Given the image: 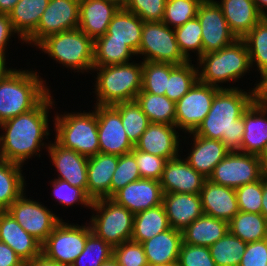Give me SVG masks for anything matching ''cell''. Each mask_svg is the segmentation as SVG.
<instances>
[{
    "label": "cell",
    "mask_w": 267,
    "mask_h": 266,
    "mask_svg": "<svg viewBox=\"0 0 267 266\" xmlns=\"http://www.w3.org/2000/svg\"><path fill=\"white\" fill-rule=\"evenodd\" d=\"M180 157L166 162L160 179L162 192L200 194L207 178Z\"/></svg>",
    "instance_id": "19"
},
{
    "label": "cell",
    "mask_w": 267,
    "mask_h": 266,
    "mask_svg": "<svg viewBox=\"0 0 267 266\" xmlns=\"http://www.w3.org/2000/svg\"><path fill=\"white\" fill-rule=\"evenodd\" d=\"M239 211L261 213L263 197V177L251 184L235 189Z\"/></svg>",
    "instance_id": "48"
},
{
    "label": "cell",
    "mask_w": 267,
    "mask_h": 266,
    "mask_svg": "<svg viewBox=\"0 0 267 266\" xmlns=\"http://www.w3.org/2000/svg\"><path fill=\"white\" fill-rule=\"evenodd\" d=\"M241 152L259 155L267 143V101L257 97L242 115Z\"/></svg>",
    "instance_id": "22"
},
{
    "label": "cell",
    "mask_w": 267,
    "mask_h": 266,
    "mask_svg": "<svg viewBox=\"0 0 267 266\" xmlns=\"http://www.w3.org/2000/svg\"><path fill=\"white\" fill-rule=\"evenodd\" d=\"M216 3L237 39H242L264 17L253 0H220Z\"/></svg>",
    "instance_id": "28"
},
{
    "label": "cell",
    "mask_w": 267,
    "mask_h": 266,
    "mask_svg": "<svg viewBox=\"0 0 267 266\" xmlns=\"http://www.w3.org/2000/svg\"><path fill=\"white\" fill-rule=\"evenodd\" d=\"M131 153L135 156L141 178L160 181L168 161L166 158L137 150L135 147Z\"/></svg>",
    "instance_id": "51"
},
{
    "label": "cell",
    "mask_w": 267,
    "mask_h": 266,
    "mask_svg": "<svg viewBox=\"0 0 267 266\" xmlns=\"http://www.w3.org/2000/svg\"><path fill=\"white\" fill-rule=\"evenodd\" d=\"M138 57L153 61L181 65L188 60L181 53L175 32L162 21L144 22Z\"/></svg>",
    "instance_id": "10"
},
{
    "label": "cell",
    "mask_w": 267,
    "mask_h": 266,
    "mask_svg": "<svg viewBox=\"0 0 267 266\" xmlns=\"http://www.w3.org/2000/svg\"><path fill=\"white\" fill-rule=\"evenodd\" d=\"M48 3L49 0H19L8 14L22 43L36 31Z\"/></svg>",
    "instance_id": "31"
},
{
    "label": "cell",
    "mask_w": 267,
    "mask_h": 266,
    "mask_svg": "<svg viewBox=\"0 0 267 266\" xmlns=\"http://www.w3.org/2000/svg\"><path fill=\"white\" fill-rule=\"evenodd\" d=\"M97 71L92 93L96 97L95 105H114L120 102L135 101L142 87V61L124 64L93 67Z\"/></svg>",
    "instance_id": "5"
},
{
    "label": "cell",
    "mask_w": 267,
    "mask_h": 266,
    "mask_svg": "<svg viewBox=\"0 0 267 266\" xmlns=\"http://www.w3.org/2000/svg\"><path fill=\"white\" fill-rule=\"evenodd\" d=\"M246 246V242L228 231L209 249L216 266H239Z\"/></svg>",
    "instance_id": "40"
},
{
    "label": "cell",
    "mask_w": 267,
    "mask_h": 266,
    "mask_svg": "<svg viewBox=\"0 0 267 266\" xmlns=\"http://www.w3.org/2000/svg\"><path fill=\"white\" fill-rule=\"evenodd\" d=\"M201 2L202 0H166L162 22L173 29L182 26L196 18Z\"/></svg>",
    "instance_id": "45"
},
{
    "label": "cell",
    "mask_w": 267,
    "mask_h": 266,
    "mask_svg": "<svg viewBox=\"0 0 267 266\" xmlns=\"http://www.w3.org/2000/svg\"><path fill=\"white\" fill-rule=\"evenodd\" d=\"M176 129L175 125L151 122L134 147L167 160L176 158L181 155L179 142L182 141Z\"/></svg>",
    "instance_id": "21"
},
{
    "label": "cell",
    "mask_w": 267,
    "mask_h": 266,
    "mask_svg": "<svg viewBox=\"0 0 267 266\" xmlns=\"http://www.w3.org/2000/svg\"><path fill=\"white\" fill-rule=\"evenodd\" d=\"M19 0H0V13L9 14Z\"/></svg>",
    "instance_id": "57"
},
{
    "label": "cell",
    "mask_w": 267,
    "mask_h": 266,
    "mask_svg": "<svg viewBox=\"0 0 267 266\" xmlns=\"http://www.w3.org/2000/svg\"><path fill=\"white\" fill-rule=\"evenodd\" d=\"M89 112H68L55 114V140L63 147L92 157L100 152L96 105Z\"/></svg>",
    "instance_id": "6"
},
{
    "label": "cell",
    "mask_w": 267,
    "mask_h": 266,
    "mask_svg": "<svg viewBox=\"0 0 267 266\" xmlns=\"http://www.w3.org/2000/svg\"><path fill=\"white\" fill-rule=\"evenodd\" d=\"M263 172L267 175V143L258 155Z\"/></svg>",
    "instance_id": "60"
},
{
    "label": "cell",
    "mask_w": 267,
    "mask_h": 266,
    "mask_svg": "<svg viewBox=\"0 0 267 266\" xmlns=\"http://www.w3.org/2000/svg\"><path fill=\"white\" fill-rule=\"evenodd\" d=\"M239 266H267V238L247 243Z\"/></svg>",
    "instance_id": "53"
},
{
    "label": "cell",
    "mask_w": 267,
    "mask_h": 266,
    "mask_svg": "<svg viewBox=\"0 0 267 266\" xmlns=\"http://www.w3.org/2000/svg\"><path fill=\"white\" fill-rule=\"evenodd\" d=\"M189 135H192L193 146L184 159L192 168L208 179L214 167L230 151L221 140L207 139L194 133H189Z\"/></svg>",
    "instance_id": "27"
},
{
    "label": "cell",
    "mask_w": 267,
    "mask_h": 266,
    "mask_svg": "<svg viewBox=\"0 0 267 266\" xmlns=\"http://www.w3.org/2000/svg\"><path fill=\"white\" fill-rule=\"evenodd\" d=\"M162 204L170 226L179 231L204 214L200 194L163 193Z\"/></svg>",
    "instance_id": "23"
},
{
    "label": "cell",
    "mask_w": 267,
    "mask_h": 266,
    "mask_svg": "<svg viewBox=\"0 0 267 266\" xmlns=\"http://www.w3.org/2000/svg\"><path fill=\"white\" fill-rule=\"evenodd\" d=\"M36 48L74 72H92L94 67V41L79 28L47 36Z\"/></svg>",
    "instance_id": "7"
},
{
    "label": "cell",
    "mask_w": 267,
    "mask_h": 266,
    "mask_svg": "<svg viewBox=\"0 0 267 266\" xmlns=\"http://www.w3.org/2000/svg\"><path fill=\"white\" fill-rule=\"evenodd\" d=\"M121 5L113 0H80L79 29L95 41L105 35Z\"/></svg>",
    "instance_id": "20"
},
{
    "label": "cell",
    "mask_w": 267,
    "mask_h": 266,
    "mask_svg": "<svg viewBox=\"0 0 267 266\" xmlns=\"http://www.w3.org/2000/svg\"><path fill=\"white\" fill-rule=\"evenodd\" d=\"M112 106L120 113L125 133L130 142L135 145L150 125L149 118L136 101L120 102Z\"/></svg>",
    "instance_id": "39"
},
{
    "label": "cell",
    "mask_w": 267,
    "mask_h": 266,
    "mask_svg": "<svg viewBox=\"0 0 267 266\" xmlns=\"http://www.w3.org/2000/svg\"><path fill=\"white\" fill-rule=\"evenodd\" d=\"M264 175L258 155L229 152L214 167L208 180L236 189L242 185L254 183Z\"/></svg>",
    "instance_id": "11"
},
{
    "label": "cell",
    "mask_w": 267,
    "mask_h": 266,
    "mask_svg": "<svg viewBox=\"0 0 267 266\" xmlns=\"http://www.w3.org/2000/svg\"><path fill=\"white\" fill-rule=\"evenodd\" d=\"M0 241L10 246L25 263L41 255V244L8 211H0Z\"/></svg>",
    "instance_id": "25"
},
{
    "label": "cell",
    "mask_w": 267,
    "mask_h": 266,
    "mask_svg": "<svg viewBox=\"0 0 267 266\" xmlns=\"http://www.w3.org/2000/svg\"><path fill=\"white\" fill-rule=\"evenodd\" d=\"M22 165L0 159V211H7L10 205L26 192Z\"/></svg>",
    "instance_id": "33"
},
{
    "label": "cell",
    "mask_w": 267,
    "mask_h": 266,
    "mask_svg": "<svg viewBox=\"0 0 267 266\" xmlns=\"http://www.w3.org/2000/svg\"><path fill=\"white\" fill-rule=\"evenodd\" d=\"M160 181L141 178L117 191L111 199L134 215L162 204Z\"/></svg>",
    "instance_id": "18"
},
{
    "label": "cell",
    "mask_w": 267,
    "mask_h": 266,
    "mask_svg": "<svg viewBox=\"0 0 267 266\" xmlns=\"http://www.w3.org/2000/svg\"><path fill=\"white\" fill-rule=\"evenodd\" d=\"M91 232L87 222L80 226L77 223L69 224L62 219L41 245V254L49 260L71 266L84 250Z\"/></svg>",
    "instance_id": "9"
},
{
    "label": "cell",
    "mask_w": 267,
    "mask_h": 266,
    "mask_svg": "<svg viewBox=\"0 0 267 266\" xmlns=\"http://www.w3.org/2000/svg\"><path fill=\"white\" fill-rule=\"evenodd\" d=\"M142 87L140 92L164 95L170 71L176 66L170 63L142 61Z\"/></svg>",
    "instance_id": "42"
},
{
    "label": "cell",
    "mask_w": 267,
    "mask_h": 266,
    "mask_svg": "<svg viewBox=\"0 0 267 266\" xmlns=\"http://www.w3.org/2000/svg\"><path fill=\"white\" fill-rule=\"evenodd\" d=\"M261 214L267 218V175L263 176V197H262V208Z\"/></svg>",
    "instance_id": "58"
},
{
    "label": "cell",
    "mask_w": 267,
    "mask_h": 266,
    "mask_svg": "<svg viewBox=\"0 0 267 266\" xmlns=\"http://www.w3.org/2000/svg\"><path fill=\"white\" fill-rule=\"evenodd\" d=\"M154 266H178L177 264H167V265H154Z\"/></svg>",
    "instance_id": "65"
},
{
    "label": "cell",
    "mask_w": 267,
    "mask_h": 266,
    "mask_svg": "<svg viewBox=\"0 0 267 266\" xmlns=\"http://www.w3.org/2000/svg\"><path fill=\"white\" fill-rule=\"evenodd\" d=\"M25 194L24 192L16 199L7 211L42 245L62 218L41 204L42 202L30 199Z\"/></svg>",
    "instance_id": "12"
},
{
    "label": "cell",
    "mask_w": 267,
    "mask_h": 266,
    "mask_svg": "<svg viewBox=\"0 0 267 266\" xmlns=\"http://www.w3.org/2000/svg\"><path fill=\"white\" fill-rule=\"evenodd\" d=\"M166 0H126L123 7L144 22L162 21Z\"/></svg>",
    "instance_id": "49"
},
{
    "label": "cell",
    "mask_w": 267,
    "mask_h": 266,
    "mask_svg": "<svg viewBox=\"0 0 267 266\" xmlns=\"http://www.w3.org/2000/svg\"><path fill=\"white\" fill-rule=\"evenodd\" d=\"M248 48L251 67L256 66L260 81L267 75V16H264L243 38Z\"/></svg>",
    "instance_id": "37"
},
{
    "label": "cell",
    "mask_w": 267,
    "mask_h": 266,
    "mask_svg": "<svg viewBox=\"0 0 267 266\" xmlns=\"http://www.w3.org/2000/svg\"><path fill=\"white\" fill-rule=\"evenodd\" d=\"M47 85L36 70L14 68L0 81V123L34 109L51 92Z\"/></svg>",
    "instance_id": "3"
},
{
    "label": "cell",
    "mask_w": 267,
    "mask_h": 266,
    "mask_svg": "<svg viewBox=\"0 0 267 266\" xmlns=\"http://www.w3.org/2000/svg\"><path fill=\"white\" fill-rule=\"evenodd\" d=\"M79 3L80 0H49L36 31L25 43L35 47L47 36L77 29L79 27Z\"/></svg>",
    "instance_id": "14"
},
{
    "label": "cell",
    "mask_w": 267,
    "mask_h": 266,
    "mask_svg": "<svg viewBox=\"0 0 267 266\" xmlns=\"http://www.w3.org/2000/svg\"><path fill=\"white\" fill-rule=\"evenodd\" d=\"M100 153L124 155L134 149L123 128L120 113L112 105H96Z\"/></svg>",
    "instance_id": "16"
},
{
    "label": "cell",
    "mask_w": 267,
    "mask_h": 266,
    "mask_svg": "<svg viewBox=\"0 0 267 266\" xmlns=\"http://www.w3.org/2000/svg\"><path fill=\"white\" fill-rule=\"evenodd\" d=\"M144 21L123 6L113 16L105 35L99 38H111L125 42L136 54L138 53Z\"/></svg>",
    "instance_id": "30"
},
{
    "label": "cell",
    "mask_w": 267,
    "mask_h": 266,
    "mask_svg": "<svg viewBox=\"0 0 267 266\" xmlns=\"http://www.w3.org/2000/svg\"><path fill=\"white\" fill-rule=\"evenodd\" d=\"M133 56L137 55L125 42L111 38L94 41V67L128 63Z\"/></svg>",
    "instance_id": "38"
},
{
    "label": "cell",
    "mask_w": 267,
    "mask_h": 266,
    "mask_svg": "<svg viewBox=\"0 0 267 266\" xmlns=\"http://www.w3.org/2000/svg\"><path fill=\"white\" fill-rule=\"evenodd\" d=\"M198 81V70L191 61L185 64L176 65L168 78L165 94L175 103L181 99Z\"/></svg>",
    "instance_id": "41"
},
{
    "label": "cell",
    "mask_w": 267,
    "mask_h": 266,
    "mask_svg": "<svg viewBox=\"0 0 267 266\" xmlns=\"http://www.w3.org/2000/svg\"><path fill=\"white\" fill-rule=\"evenodd\" d=\"M118 165V155L98 153L88 158L87 196L92 200L110 198L112 176Z\"/></svg>",
    "instance_id": "26"
},
{
    "label": "cell",
    "mask_w": 267,
    "mask_h": 266,
    "mask_svg": "<svg viewBox=\"0 0 267 266\" xmlns=\"http://www.w3.org/2000/svg\"><path fill=\"white\" fill-rule=\"evenodd\" d=\"M229 232L246 243L267 238V218L261 213L239 211L229 222Z\"/></svg>",
    "instance_id": "35"
},
{
    "label": "cell",
    "mask_w": 267,
    "mask_h": 266,
    "mask_svg": "<svg viewBox=\"0 0 267 266\" xmlns=\"http://www.w3.org/2000/svg\"><path fill=\"white\" fill-rule=\"evenodd\" d=\"M182 242V231L171 227L141 244L149 266H154L177 264Z\"/></svg>",
    "instance_id": "29"
},
{
    "label": "cell",
    "mask_w": 267,
    "mask_h": 266,
    "mask_svg": "<svg viewBox=\"0 0 267 266\" xmlns=\"http://www.w3.org/2000/svg\"><path fill=\"white\" fill-rule=\"evenodd\" d=\"M26 266H67L57 263L56 261L49 260L42 254L34 258L32 261L26 263Z\"/></svg>",
    "instance_id": "56"
},
{
    "label": "cell",
    "mask_w": 267,
    "mask_h": 266,
    "mask_svg": "<svg viewBox=\"0 0 267 266\" xmlns=\"http://www.w3.org/2000/svg\"><path fill=\"white\" fill-rule=\"evenodd\" d=\"M90 227L92 232L112 247L131 241L134 214L111 198L92 201Z\"/></svg>",
    "instance_id": "8"
},
{
    "label": "cell",
    "mask_w": 267,
    "mask_h": 266,
    "mask_svg": "<svg viewBox=\"0 0 267 266\" xmlns=\"http://www.w3.org/2000/svg\"><path fill=\"white\" fill-rule=\"evenodd\" d=\"M252 90L244 91L229 84L214 96L211 109L203 122L193 132L207 139L221 140L230 152H241L244 133L243 113L258 97L261 82Z\"/></svg>",
    "instance_id": "2"
},
{
    "label": "cell",
    "mask_w": 267,
    "mask_h": 266,
    "mask_svg": "<svg viewBox=\"0 0 267 266\" xmlns=\"http://www.w3.org/2000/svg\"><path fill=\"white\" fill-rule=\"evenodd\" d=\"M117 3H119L121 6H123V4L125 3L126 0H113Z\"/></svg>",
    "instance_id": "64"
},
{
    "label": "cell",
    "mask_w": 267,
    "mask_h": 266,
    "mask_svg": "<svg viewBox=\"0 0 267 266\" xmlns=\"http://www.w3.org/2000/svg\"><path fill=\"white\" fill-rule=\"evenodd\" d=\"M101 266H120L117 261L112 257L110 260L104 262Z\"/></svg>",
    "instance_id": "63"
},
{
    "label": "cell",
    "mask_w": 267,
    "mask_h": 266,
    "mask_svg": "<svg viewBox=\"0 0 267 266\" xmlns=\"http://www.w3.org/2000/svg\"><path fill=\"white\" fill-rule=\"evenodd\" d=\"M196 17L202 28V55L219 51L237 39L216 0H202Z\"/></svg>",
    "instance_id": "15"
},
{
    "label": "cell",
    "mask_w": 267,
    "mask_h": 266,
    "mask_svg": "<svg viewBox=\"0 0 267 266\" xmlns=\"http://www.w3.org/2000/svg\"><path fill=\"white\" fill-rule=\"evenodd\" d=\"M197 62L198 81L220 89H227L222 83L238 82L252 68L243 39H236L219 51L203 54Z\"/></svg>",
    "instance_id": "4"
},
{
    "label": "cell",
    "mask_w": 267,
    "mask_h": 266,
    "mask_svg": "<svg viewBox=\"0 0 267 266\" xmlns=\"http://www.w3.org/2000/svg\"><path fill=\"white\" fill-rule=\"evenodd\" d=\"M53 190V198L56 201L67 207H72L74 204L83 205L85 208H91L92 200L87 194L79 187L70 185L68 182L60 179H54L50 181Z\"/></svg>",
    "instance_id": "47"
},
{
    "label": "cell",
    "mask_w": 267,
    "mask_h": 266,
    "mask_svg": "<svg viewBox=\"0 0 267 266\" xmlns=\"http://www.w3.org/2000/svg\"><path fill=\"white\" fill-rule=\"evenodd\" d=\"M141 179L135 156L130 152L118 156V165L112 176L110 198L130 182Z\"/></svg>",
    "instance_id": "46"
},
{
    "label": "cell",
    "mask_w": 267,
    "mask_h": 266,
    "mask_svg": "<svg viewBox=\"0 0 267 266\" xmlns=\"http://www.w3.org/2000/svg\"><path fill=\"white\" fill-rule=\"evenodd\" d=\"M135 101L149 118L150 122L175 125L176 103L166 95L139 92Z\"/></svg>",
    "instance_id": "36"
},
{
    "label": "cell",
    "mask_w": 267,
    "mask_h": 266,
    "mask_svg": "<svg viewBox=\"0 0 267 266\" xmlns=\"http://www.w3.org/2000/svg\"><path fill=\"white\" fill-rule=\"evenodd\" d=\"M260 82L261 84L258 92V97L264 101H267V75Z\"/></svg>",
    "instance_id": "61"
},
{
    "label": "cell",
    "mask_w": 267,
    "mask_h": 266,
    "mask_svg": "<svg viewBox=\"0 0 267 266\" xmlns=\"http://www.w3.org/2000/svg\"><path fill=\"white\" fill-rule=\"evenodd\" d=\"M257 9L263 14V16H267V0H253Z\"/></svg>",
    "instance_id": "62"
},
{
    "label": "cell",
    "mask_w": 267,
    "mask_h": 266,
    "mask_svg": "<svg viewBox=\"0 0 267 266\" xmlns=\"http://www.w3.org/2000/svg\"><path fill=\"white\" fill-rule=\"evenodd\" d=\"M47 148L52 166L59 173L57 178L68 182L70 185L81 188L87 194V164L88 158L74 150L61 146L56 140L49 141Z\"/></svg>",
    "instance_id": "17"
},
{
    "label": "cell",
    "mask_w": 267,
    "mask_h": 266,
    "mask_svg": "<svg viewBox=\"0 0 267 266\" xmlns=\"http://www.w3.org/2000/svg\"><path fill=\"white\" fill-rule=\"evenodd\" d=\"M174 32L179 49L188 61H192L190 51L196 53L197 59L202 56V28L197 17L175 28Z\"/></svg>",
    "instance_id": "43"
},
{
    "label": "cell",
    "mask_w": 267,
    "mask_h": 266,
    "mask_svg": "<svg viewBox=\"0 0 267 266\" xmlns=\"http://www.w3.org/2000/svg\"><path fill=\"white\" fill-rule=\"evenodd\" d=\"M220 88L197 81L192 88L176 102L175 126L185 134L193 133L203 122L211 109L215 94Z\"/></svg>",
    "instance_id": "13"
},
{
    "label": "cell",
    "mask_w": 267,
    "mask_h": 266,
    "mask_svg": "<svg viewBox=\"0 0 267 266\" xmlns=\"http://www.w3.org/2000/svg\"><path fill=\"white\" fill-rule=\"evenodd\" d=\"M0 266H26V263L10 246L0 241Z\"/></svg>",
    "instance_id": "55"
},
{
    "label": "cell",
    "mask_w": 267,
    "mask_h": 266,
    "mask_svg": "<svg viewBox=\"0 0 267 266\" xmlns=\"http://www.w3.org/2000/svg\"><path fill=\"white\" fill-rule=\"evenodd\" d=\"M52 98L50 92L34 109L0 123V159L23 166L33 156L40 158L43 147L47 150L50 143L43 140L51 135L48 117L55 106Z\"/></svg>",
    "instance_id": "1"
},
{
    "label": "cell",
    "mask_w": 267,
    "mask_h": 266,
    "mask_svg": "<svg viewBox=\"0 0 267 266\" xmlns=\"http://www.w3.org/2000/svg\"><path fill=\"white\" fill-rule=\"evenodd\" d=\"M200 197L205 215L229 222L239 212L234 188L206 179Z\"/></svg>",
    "instance_id": "24"
},
{
    "label": "cell",
    "mask_w": 267,
    "mask_h": 266,
    "mask_svg": "<svg viewBox=\"0 0 267 266\" xmlns=\"http://www.w3.org/2000/svg\"><path fill=\"white\" fill-rule=\"evenodd\" d=\"M113 257V247L91 232L85 248L71 266H101Z\"/></svg>",
    "instance_id": "44"
},
{
    "label": "cell",
    "mask_w": 267,
    "mask_h": 266,
    "mask_svg": "<svg viewBox=\"0 0 267 266\" xmlns=\"http://www.w3.org/2000/svg\"><path fill=\"white\" fill-rule=\"evenodd\" d=\"M15 34L17 35L9 15L0 13V55L6 56L7 46H9L10 39L14 37Z\"/></svg>",
    "instance_id": "54"
},
{
    "label": "cell",
    "mask_w": 267,
    "mask_h": 266,
    "mask_svg": "<svg viewBox=\"0 0 267 266\" xmlns=\"http://www.w3.org/2000/svg\"><path fill=\"white\" fill-rule=\"evenodd\" d=\"M113 258L120 266H149L142 244L133 241L113 247Z\"/></svg>",
    "instance_id": "50"
},
{
    "label": "cell",
    "mask_w": 267,
    "mask_h": 266,
    "mask_svg": "<svg viewBox=\"0 0 267 266\" xmlns=\"http://www.w3.org/2000/svg\"><path fill=\"white\" fill-rule=\"evenodd\" d=\"M178 266H216L209 247L188 245L182 242Z\"/></svg>",
    "instance_id": "52"
},
{
    "label": "cell",
    "mask_w": 267,
    "mask_h": 266,
    "mask_svg": "<svg viewBox=\"0 0 267 266\" xmlns=\"http://www.w3.org/2000/svg\"><path fill=\"white\" fill-rule=\"evenodd\" d=\"M6 57L8 56L0 55V81L13 70V68L11 69L6 66L8 64Z\"/></svg>",
    "instance_id": "59"
},
{
    "label": "cell",
    "mask_w": 267,
    "mask_h": 266,
    "mask_svg": "<svg viewBox=\"0 0 267 266\" xmlns=\"http://www.w3.org/2000/svg\"><path fill=\"white\" fill-rule=\"evenodd\" d=\"M170 228L164 206L160 204L134 215L131 241L142 243Z\"/></svg>",
    "instance_id": "34"
},
{
    "label": "cell",
    "mask_w": 267,
    "mask_h": 266,
    "mask_svg": "<svg viewBox=\"0 0 267 266\" xmlns=\"http://www.w3.org/2000/svg\"><path fill=\"white\" fill-rule=\"evenodd\" d=\"M228 231V222L203 214L182 231V239L188 245L209 247Z\"/></svg>",
    "instance_id": "32"
}]
</instances>
